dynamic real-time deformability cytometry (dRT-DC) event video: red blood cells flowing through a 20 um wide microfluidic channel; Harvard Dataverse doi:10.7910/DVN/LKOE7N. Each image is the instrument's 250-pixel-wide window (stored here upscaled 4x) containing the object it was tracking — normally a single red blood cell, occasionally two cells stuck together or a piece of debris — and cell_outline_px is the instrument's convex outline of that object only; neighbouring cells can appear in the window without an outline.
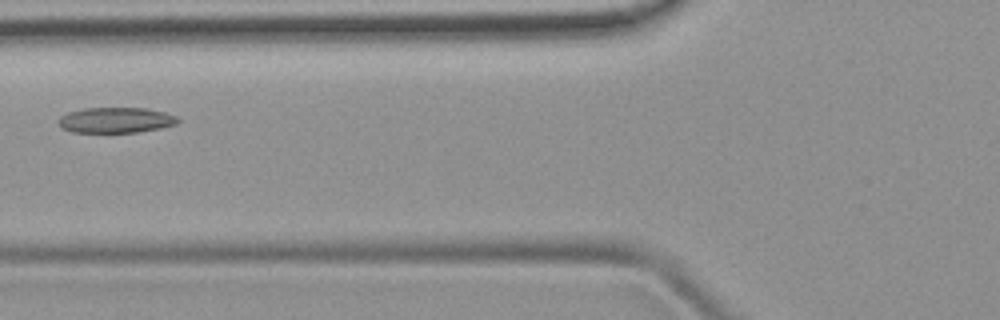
{"species": "common noctule bat (a hibernating species)", "species_latin": "Nyctalus noctula", "temperature_condition": "room temperature", "stored_images_in_passage": 4, "camera_frame_rate_fps": 3000, "um_per_image_px": 0.085, "animal": {"sex": "female", "body_mass_g": 19.9}, "frame": {"image": 1, "passage_image": 3, "time_ms": 3.333, "image_size_px": [1000, 320], "cell_outline_px": [[180, 120], [176, 124], [160, 128], [136, 132], [72, 132], [64, 128], [56, 120], [60, 116], [68, 112], [84, 108], [144, 108], [164, 112], [176, 116]], "centroid_in_image_um": [9.83, 10.2], "position_along_channel_um": 116.0, "area_um2": 17.63}}
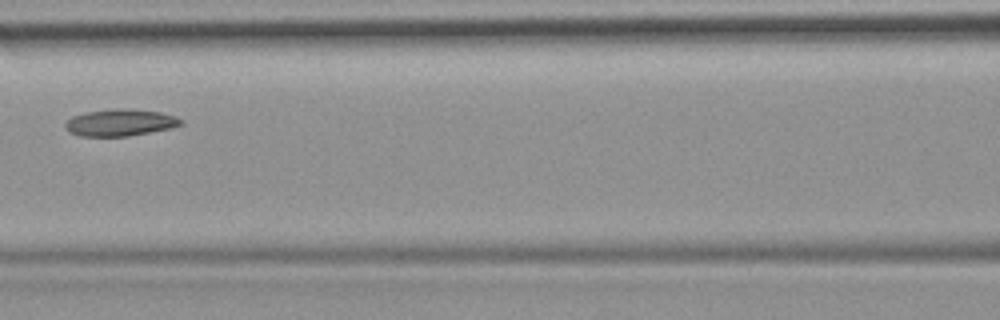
{"frame": {"image": 2, "passage_image": 4, "time_ms": 4.333, "image_size_px": [1000, 320], "cell_outline_px": [[184, 124], [172, 128], [128, 136], [80, 136], [68, 132], [64, 128], [64, 124], [72, 116], [84, 112], [116, 108], [128, 108], [160, 112], [176, 116], [184, 120]], "centroid_in_image_um": [10.22, 10.41], "position_along_channel_um": 156.4, "area_um2": 18.38}}